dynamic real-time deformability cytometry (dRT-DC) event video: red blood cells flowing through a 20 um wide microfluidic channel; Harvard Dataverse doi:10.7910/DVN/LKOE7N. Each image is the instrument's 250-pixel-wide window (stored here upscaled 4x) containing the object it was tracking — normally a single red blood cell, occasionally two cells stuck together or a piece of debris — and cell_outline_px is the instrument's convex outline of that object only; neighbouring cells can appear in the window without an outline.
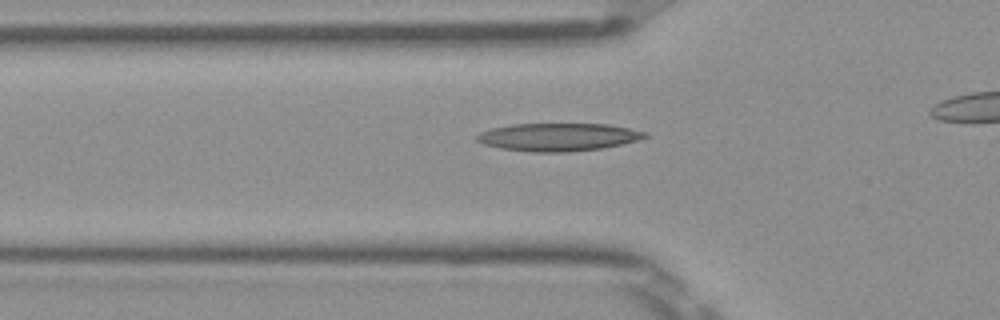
{"species": "Egyptian fruit bat (a non-hibernating species)", "species_latin": "Rousettus aegyptiacus", "temperature_condition": "room temperature", "stored_images_in_passage": 37, "camera_frame_rate_fps": 3000, "um_per_image_px": 0.085, "frame": {"image": 1, "passage_image": 13, "time_ms": 4.0, "image_size_px": [1000, 320], "cell_outline_px": [[648, 136], [636, 140], [604, 148], [568, 152], [532, 152], [500, 148], [484, 144], [476, 140], [476, 136], [480, 132], [492, 128], [512, 124], [608, 124], [648, 132]], "centroid_in_image_um": [47.44, 11.65], "position_along_channel_um": 78.4, "area_um2": 27.22}}
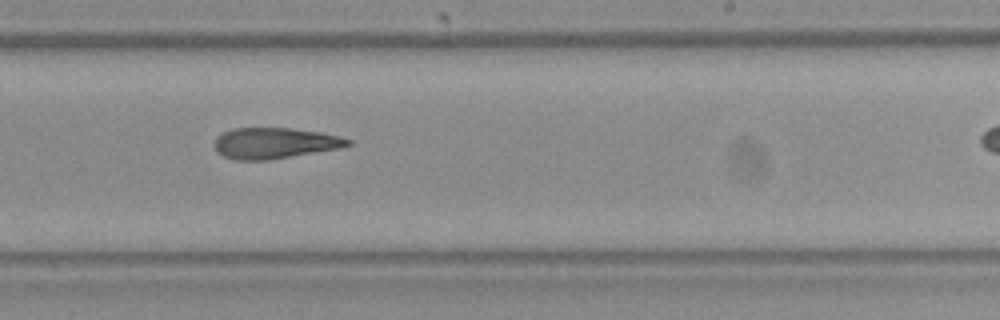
{"frame": {"image": 2, "passage_image": 27, "time_ms": 8.667, "image_size_px": [1000, 320], "cell_outline_px": [[352, 144], [340, 148], [268, 160], [236, 160], [224, 156], [216, 152], [216, 136], [232, 128], [292, 128], [320, 132], [340, 136], [352, 140]], "centroid_in_image_um": [23.36, 12.16], "position_along_channel_um": 265.6, "area_um2": 23.99}}
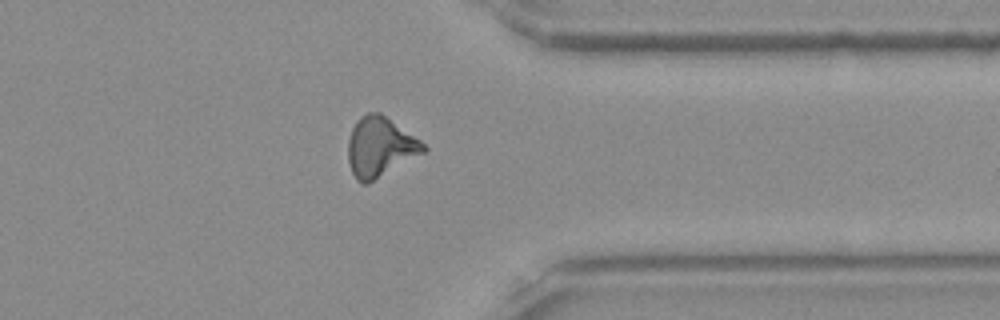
{"frame": {"image": 3, "passage_image": 36, "time_ms": 11.667, "image_size_px": [1000, 320], "cell_outline_px": [[428, 148], [424, 152], [368, 184], [360, 184], [356, 180], [352, 172], [348, 160], [348, 140], [352, 128], [356, 120], [360, 116], [368, 112], [380, 112], [420, 140]], "centroid_in_image_um": [32.27, 12.5], "position_along_channel_um": 379.1, "area_um2": 26.18}}